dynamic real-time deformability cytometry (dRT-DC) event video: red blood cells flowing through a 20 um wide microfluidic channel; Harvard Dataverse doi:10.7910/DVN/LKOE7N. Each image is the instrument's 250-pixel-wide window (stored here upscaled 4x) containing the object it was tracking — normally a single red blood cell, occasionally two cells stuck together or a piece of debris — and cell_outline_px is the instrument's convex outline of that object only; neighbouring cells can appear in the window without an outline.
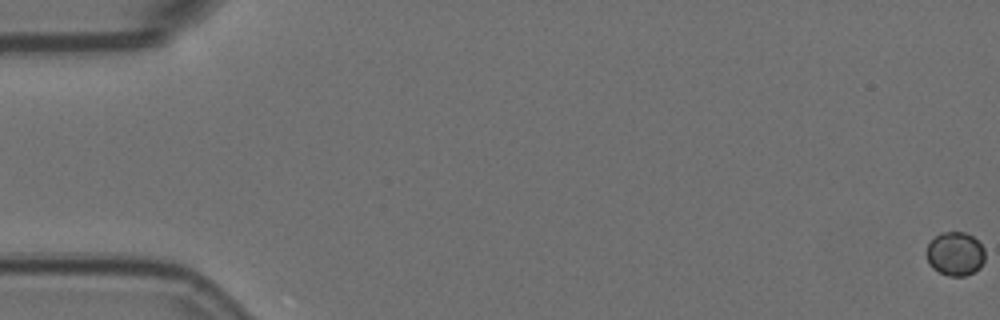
{"species": "Egyptian fruit bat (a non-hibernating species)", "species_latin": "Rousettus aegyptiacus", "temperature_condition": "room temperature", "stored_images_in_passage": 59, "camera_frame_rate_fps": 3000, "um_per_image_px": 0.085, "animal": {"sex": "female"}, "frame": {"image": 1, "passage_image": 1, "time_ms": 0.0, "image_size_px": [1000, 320], "cell_outline_px": [[984, 260], [980, 268], [976, 272], [964, 276], [948, 276], [932, 268], [928, 264], [924, 252], [928, 244], [940, 232], [964, 232], [972, 236], [984, 248]], "centroid_in_image_um": [81.16, 21.59], "position_along_channel_um": 3.8, "area_um2": 15.14}}
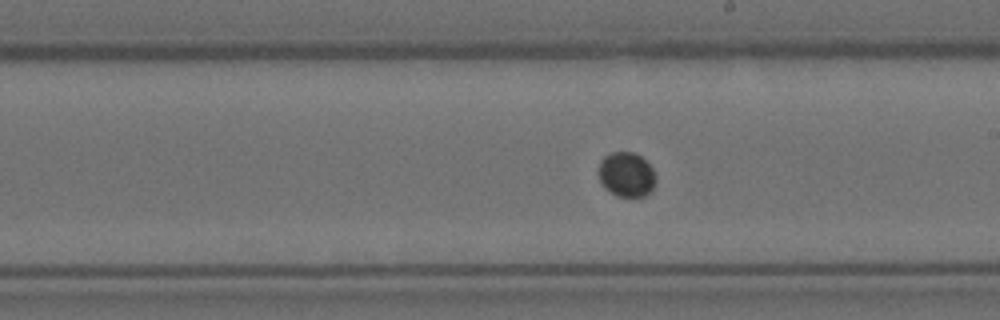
{"frame": {"image": 2, "passage_image": 34, "time_ms": 11.0, "image_size_px": [1000, 320], "cell_outline_px": [[656, 184], [652, 192], [644, 196], [616, 196], [604, 188], [596, 172], [600, 160], [604, 156], [612, 152], [632, 152], [640, 156], [652, 168], [656, 176]], "centroid_in_image_um": [53.23, 14.84], "position_along_channel_um": 235.8, "area_um2": 15.2}}
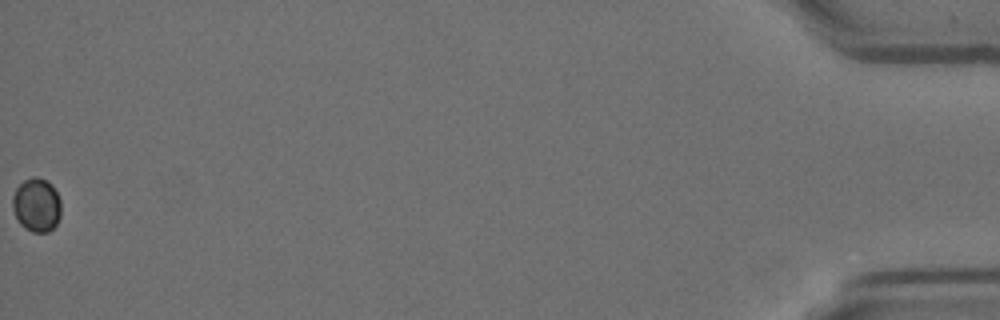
{"frame": {"image": 3, "passage_image": 59, "time_ms": 19.333, "image_size_px": [1000, 320], "cell_outline_px": [[60, 216], [56, 224], [48, 232], [32, 232], [24, 228], [20, 224], [12, 208], [12, 196], [16, 188], [24, 180], [32, 176], [36, 176], [52, 184], [60, 200]], "centroid_in_image_um": [3.09, 17.42], "position_along_channel_um": 432.1, "area_um2": 15.2}}